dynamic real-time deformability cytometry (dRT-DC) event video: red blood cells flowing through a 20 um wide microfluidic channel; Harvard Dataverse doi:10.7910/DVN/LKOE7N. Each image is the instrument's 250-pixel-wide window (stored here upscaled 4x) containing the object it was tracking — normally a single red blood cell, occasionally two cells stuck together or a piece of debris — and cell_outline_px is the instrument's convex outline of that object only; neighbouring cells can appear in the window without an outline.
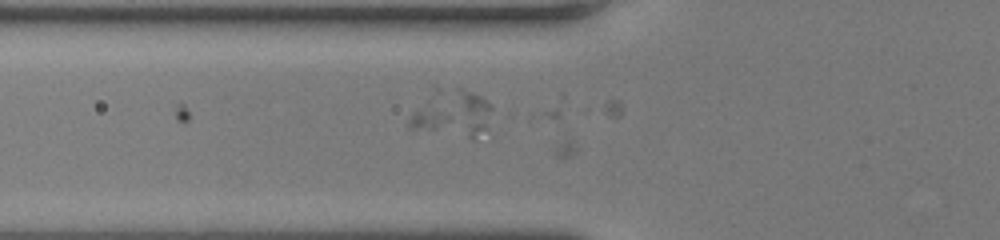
{"species": "human", "species_latin": "Homo sapiens", "temperature_condition": "room temperature", "stored_images_in_passage": 10, "camera_frame_rate_fps": 3000, "um_per_image_px": 0.085, "donor": {"sex": "female"}, "frame": {"image": 1, "passage_image": 7, "time_ms": 2.0, "image_size_px": [1000, 240], "cell_outline_px": [[492, 112], [484, 128], [472, 136], [468, 136], [408, 128], [408, 120], [412, 112], [428, 100], [456, 88], [460, 88], [472, 92], [480, 96], [492, 104]], "centroid_in_image_um": [38.47, 9.66], "position_along_channel_um": 87.3, "area_um2": 20.46}}